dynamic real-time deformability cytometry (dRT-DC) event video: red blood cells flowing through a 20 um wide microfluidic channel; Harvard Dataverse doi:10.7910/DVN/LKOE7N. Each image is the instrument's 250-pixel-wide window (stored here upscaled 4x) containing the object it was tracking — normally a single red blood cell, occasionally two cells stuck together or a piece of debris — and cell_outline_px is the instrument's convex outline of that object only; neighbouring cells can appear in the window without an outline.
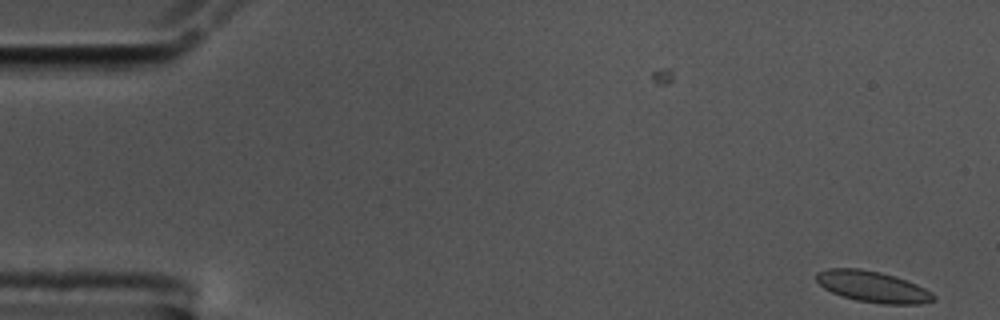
{"species": "common noctule bat (a hibernating species)", "species_latin": "Nyctalus noctula", "temperature_condition": "cold", "stored_images_in_passage": 55, "camera_frame_rate_fps": 3000, "um_per_image_px": 0.085, "animal": {"sex": "male", "body_mass_g": 17.5, "forearm_length_mm": 52.3}, "frame": {"image": 1, "passage_image": 1, "time_ms": 0.0, "image_size_px": [1000, 320], "cell_outline_px": [[936, 300], [920, 304], [884, 304], [856, 300], [840, 296], [824, 288], [816, 280], [816, 272], [828, 268], [860, 268], [880, 272], [896, 276], [916, 284], [932, 292], [936, 296]], "centroid_in_image_um": [74.18, 24.37], "position_along_channel_um": 10.8, "area_um2": 21.39}}
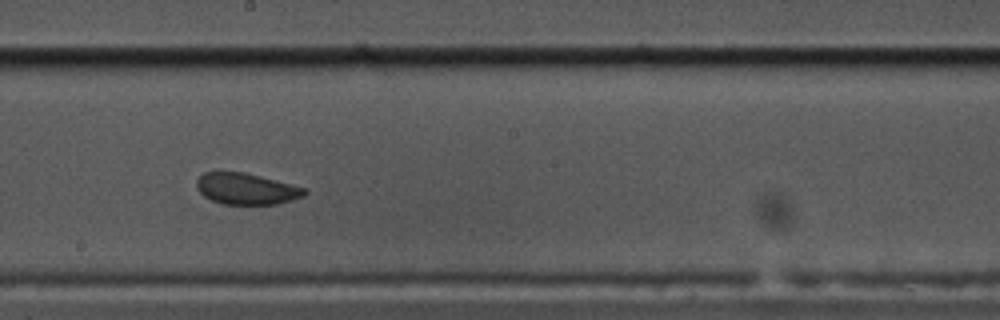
{"frame": {"image": 2, "passage_image": 30, "time_ms": 9.667, "image_size_px": [1000, 320], "cell_outline_px": [[308, 192], [304, 196], [292, 200], [276, 204], [224, 204], [212, 200], [204, 196], [196, 188], [196, 180], [204, 172], [244, 172], [308, 188]], "centroid_in_image_um": [20.96, 16.05], "position_along_channel_um": 227.2, "area_um2": 19.71}}
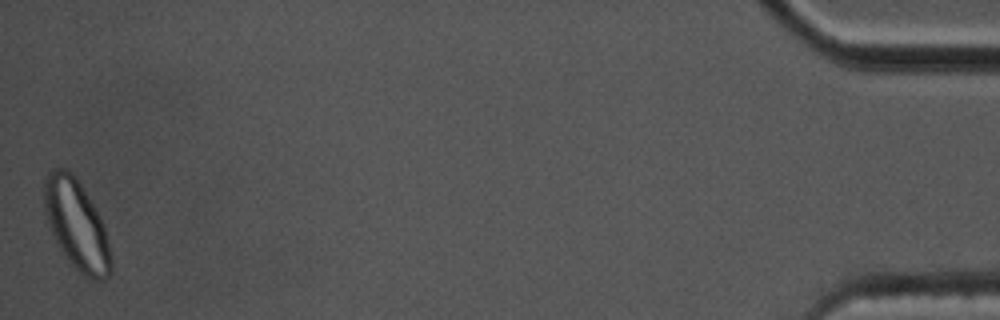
{"frame": {"image": 3, "passage_image": 55, "time_ms": 18.0, "image_size_px": [1000, 320], "cell_outline_px": [[112, 272], [104, 280], [92, 280], [84, 276], [68, 260], [60, 248], [48, 224], [44, 212], [44, 184], [48, 172], [56, 168], [68, 168], [72, 172], [80, 184], [104, 224], [112, 256]], "centroid_in_image_um": [6.52, 19.13], "position_along_channel_um": 428.7, "area_um2": 34.74}, "authors_computed_cell_mechanics": {"area_um2": 21.097, "velocity_mm_per_s": 3.5463, "shape_relaxation_time_tau1_ms": null, "shape_relaxation_time_tau2_ms": 0.9642, "deformation_change_tau1": null, "deformation_change_tau2": 0.061}}